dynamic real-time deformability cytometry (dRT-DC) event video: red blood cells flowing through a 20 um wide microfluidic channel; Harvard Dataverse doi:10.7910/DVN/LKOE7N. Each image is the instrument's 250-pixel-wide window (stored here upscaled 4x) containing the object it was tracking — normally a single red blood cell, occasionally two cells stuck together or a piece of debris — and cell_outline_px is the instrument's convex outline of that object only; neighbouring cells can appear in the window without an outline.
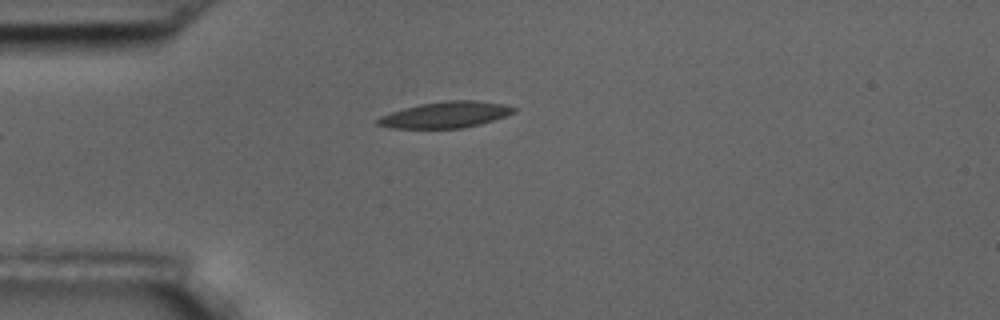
{"species": "common noctule bat (a hibernating species)", "species_latin": "Nyctalus noctula", "temperature_condition": "room temperature", "stored_images_in_passage": 2, "camera_frame_rate_fps": 3000, "um_per_image_px": 0.085, "animal": {"sex": "male", "body_mass_g": 17.5, "forearm_length_mm": 52.3}, "frame": {"image": 1, "passage_image": 1, "time_ms": 0.0, "image_size_px": [1000, 320], "cell_outline_px": [[516, 112], [480, 124], [460, 128], [392, 128], [376, 124], [376, 120], [380, 116], [404, 108], [420, 104], [448, 100], [476, 100], [504, 104], [516, 108]], "centroid_in_image_um": [37.87, 9.75], "position_along_channel_um": 47.1, "area_um2": 20.58}}